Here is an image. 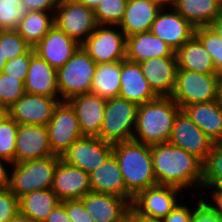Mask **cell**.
I'll return each mask as SVG.
<instances>
[{
	"label": "cell",
	"instance_id": "db71d44e",
	"mask_svg": "<svg viewBox=\"0 0 222 222\" xmlns=\"http://www.w3.org/2000/svg\"><path fill=\"white\" fill-rule=\"evenodd\" d=\"M151 2L156 3L157 5H159L161 8H169L172 7L174 0H148Z\"/></svg>",
	"mask_w": 222,
	"mask_h": 222
},
{
	"label": "cell",
	"instance_id": "d6986e66",
	"mask_svg": "<svg viewBox=\"0 0 222 222\" xmlns=\"http://www.w3.org/2000/svg\"><path fill=\"white\" fill-rule=\"evenodd\" d=\"M51 190L61 201L81 199L91 192L89 174L60 160L54 172Z\"/></svg>",
	"mask_w": 222,
	"mask_h": 222
},
{
	"label": "cell",
	"instance_id": "603a6c76",
	"mask_svg": "<svg viewBox=\"0 0 222 222\" xmlns=\"http://www.w3.org/2000/svg\"><path fill=\"white\" fill-rule=\"evenodd\" d=\"M25 92L49 97H59L57 70L34 53L30 58Z\"/></svg>",
	"mask_w": 222,
	"mask_h": 222
},
{
	"label": "cell",
	"instance_id": "4dcf8cb0",
	"mask_svg": "<svg viewBox=\"0 0 222 222\" xmlns=\"http://www.w3.org/2000/svg\"><path fill=\"white\" fill-rule=\"evenodd\" d=\"M120 76L121 61L97 64L92 80L91 93L105 99L119 97Z\"/></svg>",
	"mask_w": 222,
	"mask_h": 222
},
{
	"label": "cell",
	"instance_id": "60d3db41",
	"mask_svg": "<svg viewBox=\"0 0 222 222\" xmlns=\"http://www.w3.org/2000/svg\"><path fill=\"white\" fill-rule=\"evenodd\" d=\"M19 211L18 197L10 190L0 192V222L9 221Z\"/></svg>",
	"mask_w": 222,
	"mask_h": 222
},
{
	"label": "cell",
	"instance_id": "f907efd6",
	"mask_svg": "<svg viewBox=\"0 0 222 222\" xmlns=\"http://www.w3.org/2000/svg\"><path fill=\"white\" fill-rule=\"evenodd\" d=\"M7 222H34L32 219H30L27 215L22 214L20 211H18L9 221Z\"/></svg>",
	"mask_w": 222,
	"mask_h": 222
},
{
	"label": "cell",
	"instance_id": "6f0895ef",
	"mask_svg": "<svg viewBox=\"0 0 222 222\" xmlns=\"http://www.w3.org/2000/svg\"><path fill=\"white\" fill-rule=\"evenodd\" d=\"M219 98H222V72L218 74Z\"/></svg>",
	"mask_w": 222,
	"mask_h": 222
},
{
	"label": "cell",
	"instance_id": "f6af8a7d",
	"mask_svg": "<svg viewBox=\"0 0 222 222\" xmlns=\"http://www.w3.org/2000/svg\"><path fill=\"white\" fill-rule=\"evenodd\" d=\"M193 210L185 205H178L168 216L163 220L164 222H192Z\"/></svg>",
	"mask_w": 222,
	"mask_h": 222
},
{
	"label": "cell",
	"instance_id": "8fae6325",
	"mask_svg": "<svg viewBox=\"0 0 222 222\" xmlns=\"http://www.w3.org/2000/svg\"><path fill=\"white\" fill-rule=\"evenodd\" d=\"M182 189L160 185L149 187L139 192L132 200L130 211L133 214H144L147 216L164 219L178 205L176 199Z\"/></svg>",
	"mask_w": 222,
	"mask_h": 222
},
{
	"label": "cell",
	"instance_id": "7c38bea8",
	"mask_svg": "<svg viewBox=\"0 0 222 222\" xmlns=\"http://www.w3.org/2000/svg\"><path fill=\"white\" fill-rule=\"evenodd\" d=\"M168 142L196 156L203 163L214 144L182 109L175 118Z\"/></svg>",
	"mask_w": 222,
	"mask_h": 222
},
{
	"label": "cell",
	"instance_id": "7bdbcfd3",
	"mask_svg": "<svg viewBox=\"0 0 222 222\" xmlns=\"http://www.w3.org/2000/svg\"><path fill=\"white\" fill-rule=\"evenodd\" d=\"M193 209L192 222H222V220L206 204V200L200 199ZM197 207V208H196Z\"/></svg>",
	"mask_w": 222,
	"mask_h": 222
},
{
	"label": "cell",
	"instance_id": "680465c9",
	"mask_svg": "<svg viewBox=\"0 0 222 222\" xmlns=\"http://www.w3.org/2000/svg\"><path fill=\"white\" fill-rule=\"evenodd\" d=\"M0 1H8V2H22V0H0Z\"/></svg>",
	"mask_w": 222,
	"mask_h": 222
},
{
	"label": "cell",
	"instance_id": "f1b7e54d",
	"mask_svg": "<svg viewBox=\"0 0 222 222\" xmlns=\"http://www.w3.org/2000/svg\"><path fill=\"white\" fill-rule=\"evenodd\" d=\"M175 54L178 69L199 73H216L210 54L195 36L178 49Z\"/></svg>",
	"mask_w": 222,
	"mask_h": 222
},
{
	"label": "cell",
	"instance_id": "d6a6232c",
	"mask_svg": "<svg viewBox=\"0 0 222 222\" xmlns=\"http://www.w3.org/2000/svg\"><path fill=\"white\" fill-rule=\"evenodd\" d=\"M18 123L6 112L0 116V159L15 163Z\"/></svg>",
	"mask_w": 222,
	"mask_h": 222
},
{
	"label": "cell",
	"instance_id": "5b68a950",
	"mask_svg": "<svg viewBox=\"0 0 222 222\" xmlns=\"http://www.w3.org/2000/svg\"><path fill=\"white\" fill-rule=\"evenodd\" d=\"M97 64L80 46L64 66L57 70L59 98L68 101L71 97L91 93Z\"/></svg>",
	"mask_w": 222,
	"mask_h": 222
},
{
	"label": "cell",
	"instance_id": "9c48e42d",
	"mask_svg": "<svg viewBox=\"0 0 222 222\" xmlns=\"http://www.w3.org/2000/svg\"><path fill=\"white\" fill-rule=\"evenodd\" d=\"M54 25L81 45L98 24L93 9L78 0H59Z\"/></svg>",
	"mask_w": 222,
	"mask_h": 222
},
{
	"label": "cell",
	"instance_id": "f5cc1de1",
	"mask_svg": "<svg viewBox=\"0 0 222 222\" xmlns=\"http://www.w3.org/2000/svg\"><path fill=\"white\" fill-rule=\"evenodd\" d=\"M117 222H139V221L138 218L131 211H129L125 216H123Z\"/></svg>",
	"mask_w": 222,
	"mask_h": 222
},
{
	"label": "cell",
	"instance_id": "bcb514c9",
	"mask_svg": "<svg viewBox=\"0 0 222 222\" xmlns=\"http://www.w3.org/2000/svg\"><path fill=\"white\" fill-rule=\"evenodd\" d=\"M202 188L208 190V188L212 190L210 192V196L212 197V201L215 203H206L213 212L222 220V185L220 186H202Z\"/></svg>",
	"mask_w": 222,
	"mask_h": 222
},
{
	"label": "cell",
	"instance_id": "11a10c76",
	"mask_svg": "<svg viewBox=\"0 0 222 222\" xmlns=\"http://www.w3.org/2000/svg\"><path fill=\"white\" fill-rule=\"evenodd\" d=\"M78 1L87 6L88 8L95 10V8L102 0H78Z\"/></svg>",
	"mask_w": 222,
	"mask_h": 222
},
{
	"label": "cell",
	"instance_id": "681fc988",
	"mask_svg": "<svg viewBox=\"0 0 222 222\" xmlns=\"http://www.w3.org/2000/svg\"><path fill=\"white\" fill-rule=\"evenodd\" d=\"M208 26L222 39V12Z\"/></svg>",
	"mask_w": 222,
	"mask_h": 222
},
{
	"label": "cell",
	"instance_id": "e575fe53",
	"mask_svg": "<svg viewBox=\"0 0 222 222\" xmlns=\"http://www.w3.org/2000/svg\"><path fill=\"white\" fill-rule=\"evenodd\" d=\"M25 93V84L19 77L0 72V111L5 112Z\"/></svg>",
	"mask_w": 222,
	"mask_h": 222
},
{
	"label": "cell",
	"instance_id": "52a82bcc",
	"mask_svg": "<svg viewBox=\"0 0 222 222\" xmlns=\"http://www.w3.org/2000/svg\"><path fill=\"white\" fill-rule=\"evenodd\" d=\"M138 105L120 97L106 101L99 138L116 144L133 139Z\"/></svg>",
	"mask_w": 222,
	"mask_h": 222
},
{
	"label": "cell",
	"instance_id": "ac0fdd59",
	"mask_svg": "<svg viewBox=\"0 0 222 222\" xmlns=\"http://www.w3.org/2000/svg\"><path fill=\"white\" fill-rule=\"evenodd\" d=\"M139 65L153 92L158 97H170L178 70L176 56L154 57Z\"/></svg>",
	"mask_w": 222,
	"mask_h": 222
},
{
	"label": "cell",
	"instance_id": "ee69618b",
	"mask_svg": "<svg viewBox=\"0 0 222 222\" xmlns=\"http://www.w3.org/2000/svg\"><path fill=\"white\" fill-rule=\"evenodd\" d=\"M59 0H22L26 11H44L55 13Z\"/></svg>",
	"mask_w": 222,
	"mask_h": 222
},
{
	"label": "cell",
	"instance_id": "9f6ffc18",
	"mask_svg": "<svg viewBox=\"0 0 222 222\" xmlns=\"http://www.w3.org/2000/svg\"><path fill=\"white\" fill-rule=\"evenodd\" d=\"M7 62V59L3 58L2 44H0V72L3 70V67Z\"/></svg>",
	"mask_w": 222,
	"mask_h": 222
},
{
	"label": "cell",
	"instance_id": "ffe728a7",
	"mask_svg": "<svg viewBox=\"0 0 222 222\" xmlns=\"http://www.w3.org/2000/svg\"><path fill=\"white\" fill-rule=\"evenodd\" d=\"M107 99L93 93L79 94L68 102L75 109L83 136L98 137Z\"/></svg>",
	"mask_w": 222,
	"mask_h": 222
},
{
	"label": "cell",
	"instance_id": "f35d334b",
	"mask_svg": "<svg viewBox=\"0 0 222 222\" xmlns=\"http://www.w3.org/2000/svg\"><path fill=\"white\" fill-rule=\"evenodd\" d=\"M26 12L22 2L0 1V30L16 29Z\"/></svg>",
	"mask_w": 222,
	"mask_h": 222
},
{
	"label": "cell",
	"instance_id": "e0dca14e",
	"mask_svg": "<svg viewBox=\"0 0 222 222\" xmlns=\"http://www.w3.org/2000/svg\"><path fill=\"white\" fill-rule=\"evenodd\" d=\"M81 45L55 25L33 47L34 52L58 70L73 56Z\"/></svg>",
	"mask_w": 222,
	"mask_h": 222
},
{
	"label": "cell",
	"instance_id": "cb8c5ba5",
	"mask_svg": "<svg viewBox=\"0 0 222 222\" xmlns=\"http://www.w3.org/2000/svg\"><path fill=\"white\" fill-rule=\"evenodd\" d=\"M162 8L148 0H128L123 18L118 25L126 37L149 32Z\"/></svg>",
	"mask_w": 222,
	"mask_h": 222
},
{
	"label": "cell",
	"instance_id": "277c9868",
	"mask_svg": "<svg viewBox=\"0 0 222 222\" xmlns=\"http://www.w3.org/2000/svg\"><path fill=\"white\" fill-rule=\"evenodd\" d=\"M61 156L12 163L10 190L19 198L36 190L50 189Z\"/></svg>",
	"mask_w": 222,
	"mask_h": 222
},
{
	"label": "cell",
	"instance_id": "1f68e13d",
	"mask_svg": "<svg viewBox=\"0 0 222 222\" xmlns=\"http://www.w3.org/2000/svg\"><path fill=\"white\" fill-rule=\"evenodd\" d=\"M53 26L54 13L27 11L15 30L31 47H34Z\"/></svg>",
	"mask_w": 222,
	"mask_h": 222
},
{
	"label": "cell",
	"instance_id": "d590c367",
	"mask_svg": "<svg viewBox=\"0 0 222 222\" xmlns=\"http://www.w3.org/2000/svg\"><path fill=\"white\" fill-rule=\"evenodd\" d=\"M128 0H102L94 10L97 24L118 26L123 18Z\"/></svg>",
	"mask_w": 222,
	"mask_h": 222
},
{
	"label": "cell",
	"instance_id": "816d5d0a",
	"mask_svg": "<svg viewBox=\"0 0 222 222\" xmlns=\"http://www.w3.org/2000/svg\"><path fill=\"white\" fill-rule=\"evenodd\" d=\"M134 215L138 218L139 222H164V220L161 218H155L144 214H134Z\"/></svg>",
	"mask_w": 222,
	"mask_h": 222
},
{
	"label": "cell",
	"instance_id": "9a60e30c",
	"mask_svg": "<svg viewBox=\"0 0 222 222\" xmlns=\"http://www.w3.org/2000/svg\"><path fill=\"white\" fill-rule=\"evenodd\" d=\"M195 29L173 7H169L159 11L150 31L176 52L194 36Z\"/></svg>",
	"mask_w": 222,
	"mask_h": 222
},
{
	"label": "cell",
	"instance_id": "4fadbf2b",
	"mask_svg": "<svg viewBox=\"0 0 222 222\" xmlns=\"http://www.w3.org/2000/svg\"><path fill=\"white\" fill-rule=\"evenodd\" d=\"M113 152V144L99 137L84 136L76 140L62 155L66 164L90 174Z\"/></svg>",
	"mask_w": 222,
	"mask_h": 222
},
{
	"label": "cell",
	"instance_id": "f546056e",
	"mask_svg": "<svg viewBox=\"0 0 222 222\" xmlns=\"http://www.w3.org/2000/svg\"><path fill=\"white\" fill-rule=\"evenodd\" d=\"M60 203L61 200L51 188L36 190L18 198L19 211L34 222H44Z\"/></svg>",
	"mask_w": 222,
	"mask_h": 222
},
{
	"label": "cell",
	"instance_id": "8d00e7d4",
	"mask_svg": "<svg viewBox=\"0 0 222 222\" xmlns=\"http://www.w3.org/2000/svg\"><path fill=\"white\" fill-rule=\"evenodd\" d=\"M194 36L210 54L216 73L222 72V39L209 26L196 27Z\"/></svg>",
	"mask_w": 222,
	"mask_h": 222
},
{
	"label": "cell",
	"instance_id": "44dd1931",
	"mask_svg": "<svg viewBox=\"0 0 222 222\" xmlns=\"http://www.w3.org/2000/svg\"><path fill=\"white\" fill-rule=\"evenodd\" d=\"M121 89L119 97L131 101L137 105L153 101L158 96L150 88L148 81L142 73L137 62L127 59L121 61Z\"/></svg>",
	"mask_w": 222,
	"mask_h": 222
},
{
	"label": "cell",
	"instance_id": "ba28073f",
	"mask_svg": "<svg viewBox=\"0 0 222 222\" xmlns=\"http://www.w3.org/2000/svg\"><path fill=\"white\" fill-rule=\"evenodd\" d=\"M113 27V28H112ZM119 28L118 30L114 28ZM116 25H97L81 44L82 49L96 64L111 63L126 59L127 37Z\"/></svg>",
	"mask_w": 222,
	"mask_h": 222
},
{
	"label": "cell",
	"instance_id": "30bf717a",
	"mask_svg": "<svg viewBox=\"0 0 222 222\" xmlns=\"http://www.w3.org/2000/svg\"><path fill=\"white\" fill-rule=\"evenodd\" d=\"M52 152L61 156L76 140L84 137L76 111L68 101H60L46 125Z\"/></svg>",
	"mask_w": 222,
	"mask_h": 222
},
{
	"label": "cell",
	"instance_id": "3957f363",
	"mask_svg": "<svg viewBox=\"0 0 222 222\" xmlns=\"http://www.w3.org/2000/svg\"><path fill=\"white\" fill-rule=\"evenodd\" d=\"M180 110L171 97H158L138 105L133 140L150 146L168 142Z\"/></svg>",
	"mask_w": 222,
	"mask_h": 222
},
{
	"label": "cell",
	"instance_id": "b9f144b4",
	"mask_svg": "<svg viewBox=\"0 0 222 222\" xmlns=\"http://www.w3.org/2000/svg\"><path fill=\"white\" fill-rule=\"evenodd\" d=\"M65 209L72 222H94L80 199L65 200Z\"/></svg>",
	"mask_w": 222,
	"mask_h": 222
},
{
	"label": "cell",
	"instance_id": "836d02e7",
	"mask_svg": "<svg viewBox=\"0 0 222 222\" xmlns=\"http://www.w3.org/2000/svg\"><path fill=\"white\" fill-rule=\"evenodd\" d=\"M222 185V142H215L203 163L202 186Z\"/></svg>",
	"mask_w": 222,
	"mask_h": 222
},
{
	"label": "cell",
	"instance_id": "ab89813d",
	"mask_svg": "<svg viewBox=\"0 0 222 222\" xmlns=\"http://www.w3.org/2000/svg\"><path fill=\"white\" fill-rule=\"evenodd\" d=\"M34 53L35 52L32 47L26 54L16 56L15 58L9 60L4 65L1 72L13 77H19V79L25 83L28 74L30 58Z\"/></svg>",
	"mask_w": 222,
	"mask_h": 222
},
{
	"label": "cell",
	"instance_id": "83f0119b",
	"mask_svg": "<svg viewBox=\"0 0 222 222\" xmlns=\"http://www.w3.org/2000/svg\"><path fill=\"white\" fill-rule=\"evenodd\" d=\"M172 7L195 28L208 26L222 12L219 0H174Z\"/></svg>",
	"mask_w": 222,
	"mask_h": 222
},
{
	"label": "cell",
	"instance_id": "c3c4849f",
	"mask_svg": "<svg viewBox=\"0 0 222 222\" xmlns=\"http://www.w3.org/2000/svg\"><path fill=\"white\" fill-rule=\"evenodd\" d=\"M5 163V165L3 164ZM6 164L11 165L10 162L0 159V192L10 188V175L6 170Z\"/></svg>",
	"mask_w": 222,
	"mask_h": 222
},
{
	"label": "cell",
	"instance_id": "7402d4cb",
	"mask_svg": "<svg viewBox=\"0 0 222 222\" xmlns=\"http://www.w3.org/2000/svg\"><path fill=\"white\" fill-rule=\"evenodd\" d=\"M80 200L94 222H117L130 211L131 207L126 198L93 191Z\"/></svg>",
	"mask_w": 222,
	"mask_h": 222
},
{
	"label": "cell",
	"instance_id": "484cf974",
	"mask_svg": "<svg viewBox=\"0 0 222 222\" xmlns=\"http://www.w3.org/2000/svg\"><path fill=\"white\" fill-rule=\"evenodd\" d=\"M91 191L126 198V186L118 161L113 153L89 174Z\"/></svg>",
	"mask_w": 222,
	"mask_h": 222
},
{
	"label": "cell",
	"instance_id": "6da1fadb",
	"mask_svg": "<svg viewBox=\"0 0 222 222\" xmlns=\"http://www.w3.org/2000/svg\"><path fill=\"white\" fill-rule=\"evenodd\" d=\"M151 157L157 184L202 190L203 162L196 156L166 142L151 145Z\"/></svg>",
	"mask_w": 222,
	"mask_h": 222
},
{
	"label": "cell",
	"instance_id": "7a4b0ae2",
	"mask_svg": "<svg viewBox=\"0 0 222 222\" xmlns=\"http://www.w3.org/2000/svg\"><path fill=\"white\" fill-rule=\"evenodd\" d=\"M112 153L118 161L130 203L139 192L157 185L150 145L132 139L113 144Z\"/></svg>",
	"mask_w": 222,
	"mask_h": 222
},
{
	"label": "cell",
	"instance_id": "2e32d148",
	"mask_svg": "<svg viewBox=\"0 0 222 222\" xmlns=\"http://www.w3.org/2000/svg\"><path fill=\"white\" fill-rule=\"evenodd\" d=\"M53 155L46 126L18 124L15 163Z\"/></svg>",
	"mask_w": 222,
	"mask_h": 222
},
{
	"label": "cell",
	"instance_id": "8992f818",
	"mask_svg": "<svg viewBox=\"0 0 222 222\" xmlns=\"http://www.w3.org/2000/svg\"><path fill=\"white\" fill-rule=\"evenodd\" d=\"M170 97L181 109L194 103L215 101L219 99L218 74L178 69Z\"/></svg>",
	"mask_w": 222,
	"mask_h": 222
},
{
	"label": "cell",
	"instance_id": "5bb4252c",
	"mask_svg": "<svg viewBox=\"0 0 222 222\" xmlns=\"http://www.w3.org/2000/svg\"><path fill=\"white\" fill-rule=\"evenodd\" d=\"M60 101L59 97L25 93L5 112L18 124L46 126Z\"/></svg>",
	"mask_w": 222,
	"mask_h": 222
},
{
	"label": "cell",
	"instance_id": "7dc6e473",
	"mask_svg": "<svg viewBox=\"0 0 222 222\" xmlns=\"http://www.w3.org/2000/svg\"><path fill=\"white\" fill-rule=\"evenodd\" d=\"M44 222H72L65 209V200L52 210Z\"/></svg>",
	"mask_w": 222,
	"mask_h": 222
},
{
	"label": "cell",
	"instance_id": "4316f807",
	"mask_svg": "<svg viewBox=\"0 0 222 222\" xmlns=\"http://www.w3.org/2000/svg\"><path fill=\"white\" fill-rule=\"evenodd\" d=\"M176 56L174 50L151 31L127 37L126 59L140 63L154 57Z\"/></svg>",
	"mask_w": 222,
	"mask_h": 222
},
{
	"label": "cell",
	"instance_id": "d4e9b609",
	"mask_svg": "<svg viewBox=\"0 0 222 222\" xmlns=\"http://www.w3.org/2000/svg\"><path fill=\"white\" fill-rule=\"evenodd\" d=\"M182 110L212 140L222 142V105L220 98L215 101L194 103Z\"/></svg>",
	"mask_w": 222,
	"mask_h": 222
},
{
	"label": "cell",
	"instance_id": "74e56055",
	"mask_svg": "<svg viewBox=\"0 0 222 222\" xmlns=\"http://www.w3.org/2000/svg\"><path fill=\"white\" fill-rule=\"evenodd\" d=\"M0 44H2L3 58L7 61L26 54L32 48L15 29L0 30Z\"/></svg>",
	"mask_w": 222,
	"mask_h": 222
}]
</instances>
